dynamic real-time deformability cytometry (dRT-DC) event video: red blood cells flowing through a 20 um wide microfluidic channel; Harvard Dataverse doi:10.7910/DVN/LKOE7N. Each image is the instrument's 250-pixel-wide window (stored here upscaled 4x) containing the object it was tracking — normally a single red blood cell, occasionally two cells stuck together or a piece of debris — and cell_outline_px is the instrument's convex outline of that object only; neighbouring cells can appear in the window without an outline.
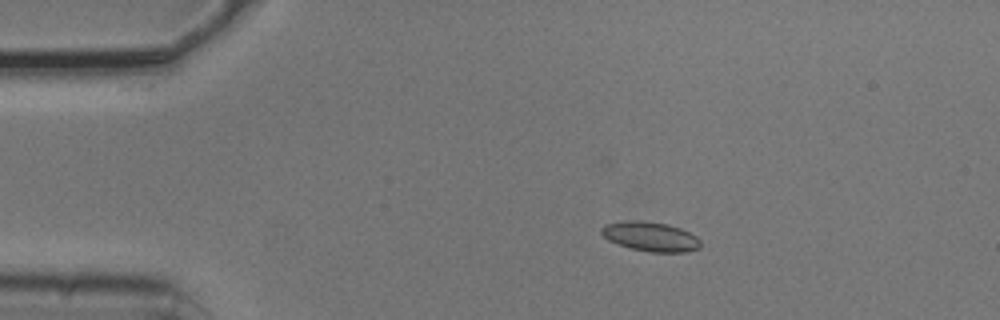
{"species": "common noctule bat (a hibernating species)", "species_latin": "Nyctalus noctula", "temperature_condition": "cold", "stored_images_in_passage": 7, "camera_frame_rate_fps": 3000, "um_per_image_px": 0.085, "animal": {"sex": "male", "body_mass_g": 20.5, "forearm_length_mm": 52.5}, "frame": {"image": 1, "passage_image": 2, "time_ms": 0.333, "image_size_px": [1000, 320], "cell_outline_px": [[700, 248], [684, 252], [652, 252], [632, 248], [608, 240], [600, 232], [600, 228], [604, 224], [628, 220], [636, 220], [668, 224], [680, 228], [696, 236], [700, 240]], "centroid_in_image_um": [55.28, 20.09], "position_along_channel_um": 29.7, "area_um2": 16.88}}
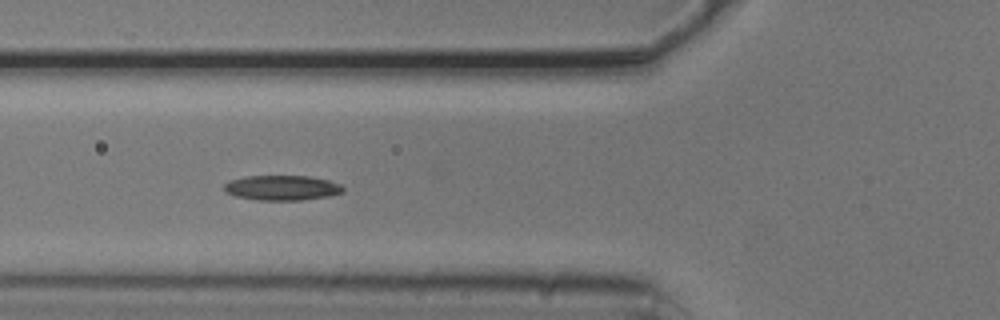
{"frame": {"image": 2, "passage_image": 5, "time_ms": 1.333, "image_size_px": [1000, 320], "cell_outline_px": [[344, 192], [328, 196], [300, 200], [256, 200], [236, 196], [224, 192], [224, 184], [228, 180], [244, 176], [308, 176], [328, 180], [340, 184], [344, 188]], "centroid_in_image_um": [23.93, 15.96], "position_along_channel_um": 101.9, "area_um2": 17.4}}
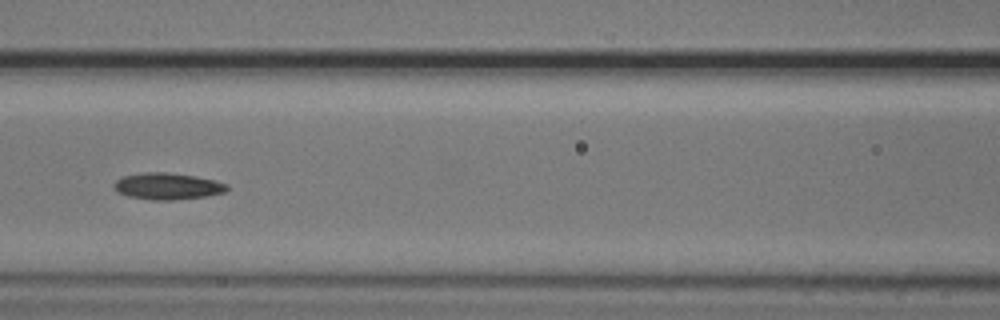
{"frame": {"image": 3, "passage_image": 6, "time_ms": 1.667, "image_size_px": [1000, 320], "cell_outline_px": [[228, 188], [224, 192], [204, 196], [172, 200], [152, 200], [128, 196], [116, 192], [112, 188], [112, 184], [116, 180], [124, 176], [144, 172], [164, 172], [196, 176], [216, 180], [228, 184]], "centroid_in_image_um": [14.2, 15.82], "position_along_channel_um": 152.4, "area_um2": 17.57}}